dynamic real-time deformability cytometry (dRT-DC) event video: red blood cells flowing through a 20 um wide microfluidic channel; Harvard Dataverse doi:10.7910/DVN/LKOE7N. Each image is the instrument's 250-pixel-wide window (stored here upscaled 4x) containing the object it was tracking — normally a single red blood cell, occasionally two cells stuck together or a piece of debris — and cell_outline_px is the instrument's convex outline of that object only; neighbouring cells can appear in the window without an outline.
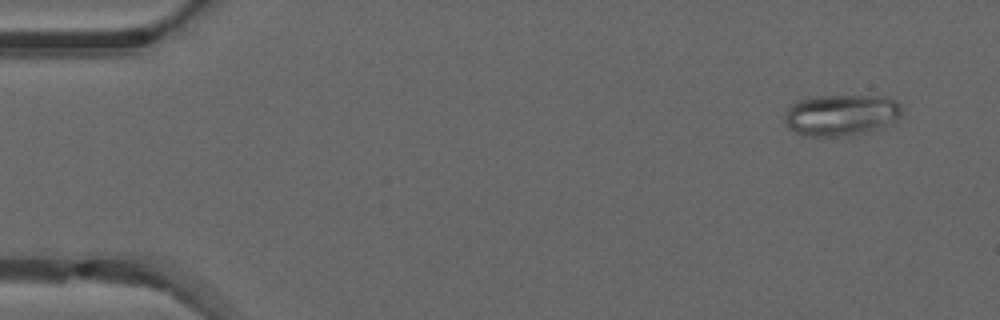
{"species": "common noctule bat (a hibernating species)", "species_latin": "Nyctalus noctula", "temperature_condition": "warm", "stored_images_in_passage": 47, "camera_frame_rate_fps": 3000, "um_per_image_px": 0.085, "animal": {"sex": "male", "forearm_length_mm": 52.5}, "frame": {"image": 1, "passage_image": 1, "time_ms": 0.0, "image_size_px": [1000, 320], "cell_outline_px": [[904, 108], [900, 116], [892, 124], [876, 132], [848, 136], [804, 136], [788, 128], [784, 124], [784, 116], [788, 108], [796, 100], [808, 96], [884, 96], [896, 100]], "centroid_in_image_um": [71.53, 9.79], "position_along_channel_um": 13.5, "area_um2": 29.25}}
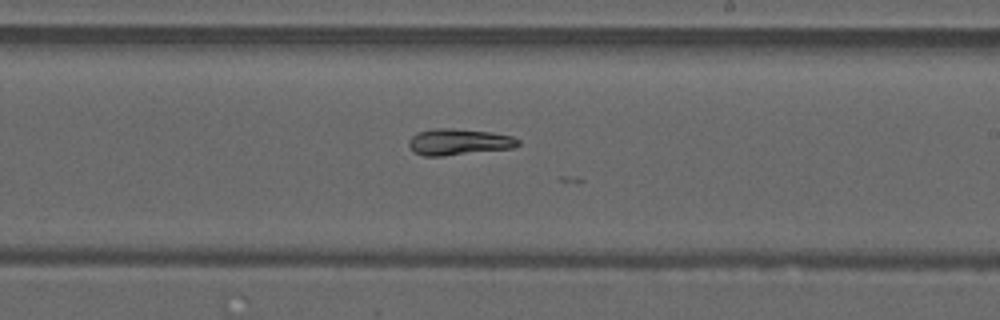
{"frame": {"image": 2, "passage_image": 27, "time_ms": 8.667, "image_size_px": [1000, 320], "cell_outline_px": [[520, 144], [512, 148], [444, 156], [424, 156], [412, 152], [408, 144], [408, 140], [412, 136], [420, 132], [436, 128], [452, 128], [492, 132], [512, 136], [520, 140]], "centroid_in_image_um": [38.98, 12.07], "position_along_channel_um": 250.0, "area_um2": 16.82}}
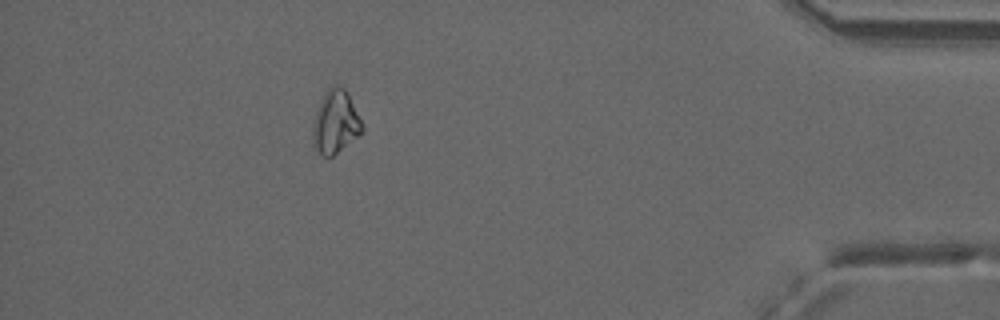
{"frame": {"image": 3, "passage_image": 42, "time_ms": 13.667, "image_size_px": [1000, 320], "cell_outline_px": [[364, 128], [356, 136], [328, 160], [320, 156], [312, 148], [312, 128], [316, 112], [320, 100], [324, 92], [332, 84], [336, 84], [344, 88]], "centroid_in_image_um": [28.43, 10.42], "position_along_channel_um": 406.8, "area_um2": 18.09}}